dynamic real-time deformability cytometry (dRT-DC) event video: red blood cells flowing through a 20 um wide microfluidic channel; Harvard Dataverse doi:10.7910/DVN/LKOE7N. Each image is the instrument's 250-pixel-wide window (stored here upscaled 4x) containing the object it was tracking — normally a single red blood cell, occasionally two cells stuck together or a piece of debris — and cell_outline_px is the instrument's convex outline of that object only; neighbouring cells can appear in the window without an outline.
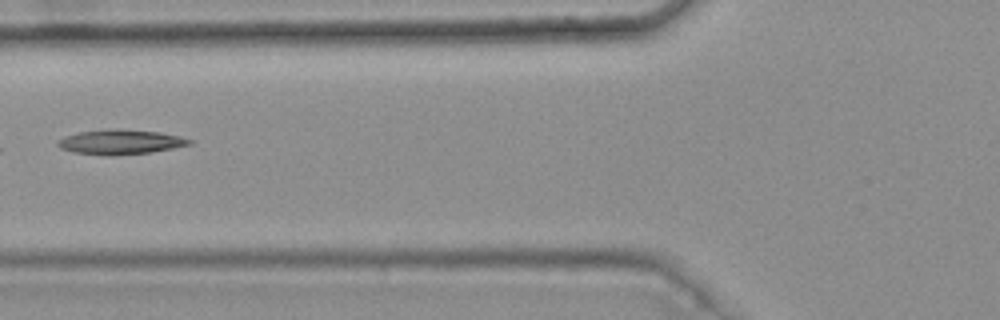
{"species": "common noctule bat (a hibernating species)", "species_latin": "Nyctalus noctula", "temperature_condition": "warm", "stored_images_in_passage": 6, "camera_frame_rate_fps": 3000, "um_per_image_px": 0.085, "animal": {"sex": "female", "body_mass_g": 25.1}, "frame": {"image": 1, "passage_image": 6, "time_ms": 1.667, "image_size_px": [1000, 320], "cell_outline_px": [[192, 144], [152, 152], [108, 156], [72, 152], [60, 148], [56, 144], [56, 140], [64, 136], [80, 132], [108, 128], [116, 128], [160, 132], [180, 136], [192, 140]], "centroid_in_image_um": [10.2, 12.06], "position_along_channel_um": 115.6, "area_um2": 19.19}}